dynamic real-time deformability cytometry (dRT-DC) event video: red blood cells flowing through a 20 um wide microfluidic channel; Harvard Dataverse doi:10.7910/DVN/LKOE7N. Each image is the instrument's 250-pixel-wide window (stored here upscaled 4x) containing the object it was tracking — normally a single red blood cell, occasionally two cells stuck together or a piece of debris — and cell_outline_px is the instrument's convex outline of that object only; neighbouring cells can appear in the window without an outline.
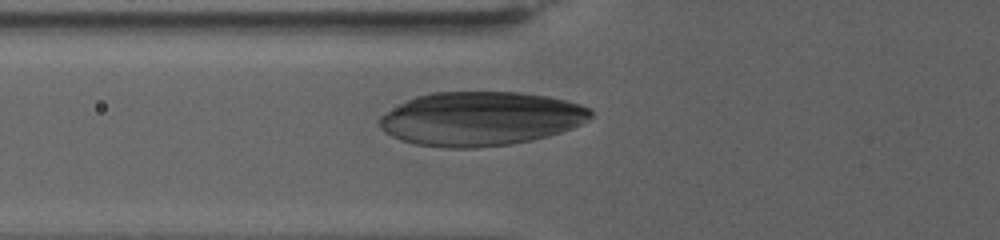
{"species": "human", "species_latin": "Homo sapiens", "temperature_condition": "warm", "stored_images_in_passage": 42, "camera_frame_rate_fps": 3000, "um_per_image_px": 0.085, "donor": {"sex": "female"}, "frame": {"image": 1, "passage_image": 3, "time_ms": 0.667, "image_size_px": [1000, 240], "cell_outline_px": [[592, 116], [580, 124], [572, 128], [548, 136], [532, 140], [508, 144], [476, 148], [448, 148], [416, 144], [400, 140], [384, 132], [380, 128], [380, 116], [400, 104], [416, 96], [432, 92], [520, 92], [548, 96], [580, 104], [588, 108], [592, 112]], "centroid_in_image_um": [40.84, 10.09], "position_along_channel_um": 85.0, "area_um2": 66.24}}
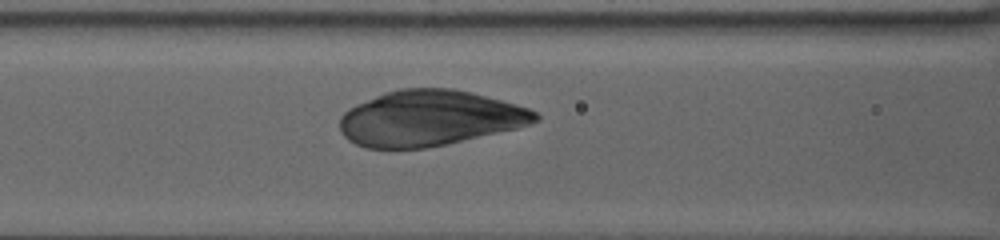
{"frame": {"image": 2, "passage_image": 8, "time_ms": 2.333, "image_size_px": [1000, 240], "cell_outline_px": [[540, 116], [536, 120], [528, 124], [516, 128], [444, 144], [424, 148], [364, 148], [348, 140], [344, 136], [340, 128], [340, 116], [348, 108], [356, 104], [384, 92], [400, 88], [452, 88], [500, 100], [528, 108], [536, 112]], "centroid_in_image_um": [36.44, 10.04], "position_along_channel_um": 130.2, "area_um2": 62.66}}
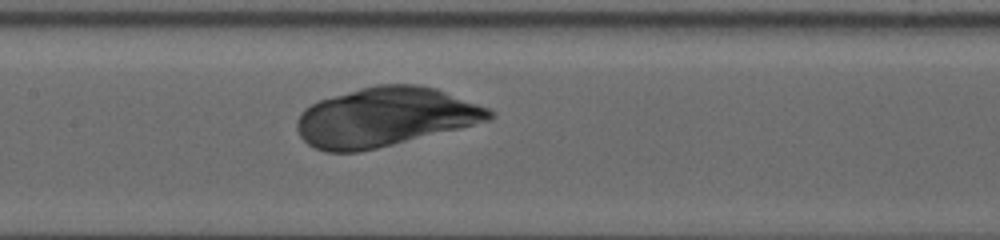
{"frame": {"image": 3, "passage_image": 13, "time_ms": 4.0, "image_size_px": [1000, 240], "cell_outline_px": [[496, 112], [488, 120], [460, 128], [360, 152], [324, 152], [308, 144], [300, 136], [296, 128], [296, 120], [304, 108], [320, 100], [360, 88], [376, 84], [420, 84], [436, 88], [488, 108]], "centroid_in_image_um": [32.7, 9.94], "position_along_channel_um": 174.7, "area_um2": 65.95}}